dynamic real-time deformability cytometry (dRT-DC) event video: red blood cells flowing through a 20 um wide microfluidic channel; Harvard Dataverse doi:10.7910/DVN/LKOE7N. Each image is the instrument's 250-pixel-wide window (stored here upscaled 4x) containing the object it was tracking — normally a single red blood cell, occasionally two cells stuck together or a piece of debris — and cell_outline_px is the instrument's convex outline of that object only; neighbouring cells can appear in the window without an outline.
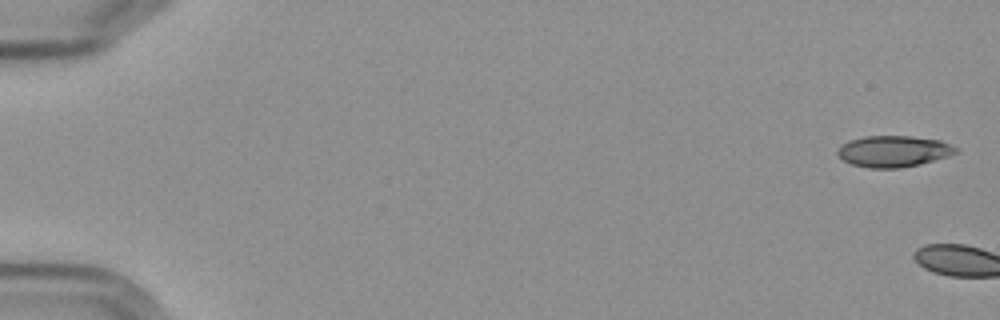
{"species": "Egyptian fruit bat (a non-hibernating species)", "species_latin": "Rousettus aegyptiacus", "temperature_condition": "cold", "stored_images_in_passage": 7, "camera_frame_rate_fps": 3000, "um_per_image_px": 0.085, "frame": {"image": 1, "passage_image": 1, "time_ms": 0.0, "image_size_px": [1000, 320], "cell_outline_px": [[960, 152], [948, 156], [920, 164], [900, 168], [868, 168], [852, 164], [844, 160], [836, 152], [848, 140], [864, 136], [912, 136], [940, 140], [956, 148]], "centroid_in_image_um": [75.96, 12.86], "position_along_channel_um": 9.0, "area_um2": 21.44}}